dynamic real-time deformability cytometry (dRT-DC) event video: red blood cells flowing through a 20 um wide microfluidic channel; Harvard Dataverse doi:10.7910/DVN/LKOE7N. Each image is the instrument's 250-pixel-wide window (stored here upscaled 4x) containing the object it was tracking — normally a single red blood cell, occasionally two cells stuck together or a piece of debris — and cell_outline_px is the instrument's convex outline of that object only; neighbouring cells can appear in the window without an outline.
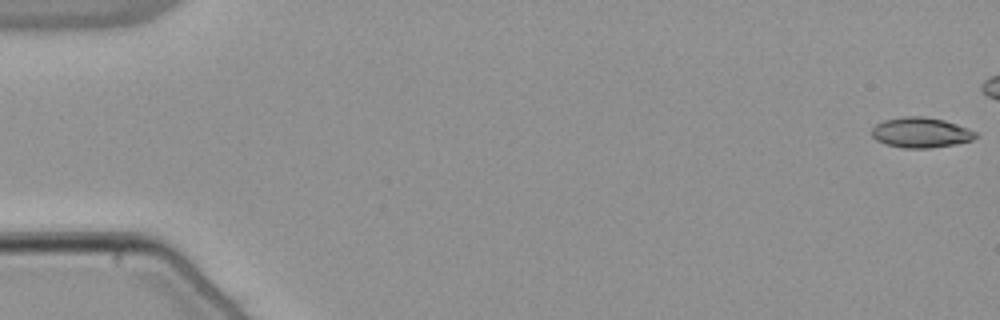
{"species": "common noctule bat (a hibernating species)", "species_latin": "Nyctalus noctula", "temperature_condition": "warm", "stored_images_in_passage": 44, "camera_frame_rate_fps": 3000, "um_per_image_px": 0.085, "animal": {"sex": "male", "body_mass_g": 21.5, "forearm_length_mm": 52.0}, "frame": {"image": 1, "passage_image": 1, "time_ms": 0.0, "image_size_px": [1000, 320], "cell_outline_px": [[980, 136], [972, 140], [956, 144], [928, 148], [904, 148], [884, 144], [876, 140], [872, 136], [872, 128], [876, 124], [884, 120], [904, 116], [924, 116], [944, 120], [968, 128], [976, 132]], "centroid_in_image_um": [78.28, 11.27], "position_along_channel_um": 6.7, "area_um2": 18.44}}
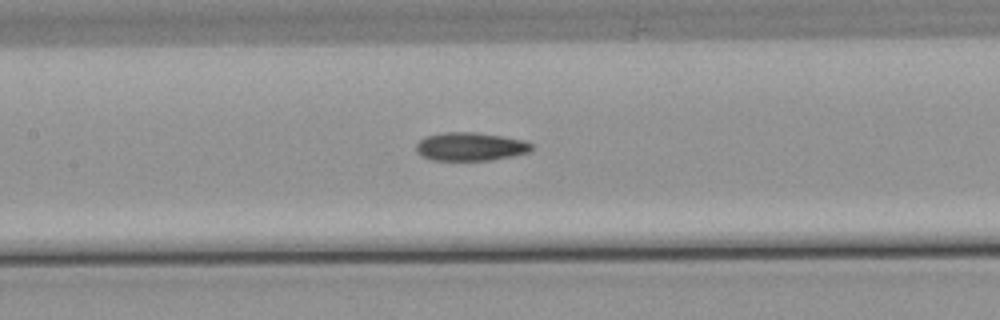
{"frame": {"image": 2, "passage_image": 26, "time_ms": 8.333, "image_size_px": [1000, 320], "cell_outline_px": [[532, 148], [528, 152], [512, 156], [488, 160], [432, 160], [420, 156], [416, 152], [416, 144], [424, 136], [444, 132], [476, 132], [524, 140], [532, 144]], "centroid_in_image_um": [39.93, 12.46], "position_along_channel_um": 167.5, "area_um2": 19.07}}
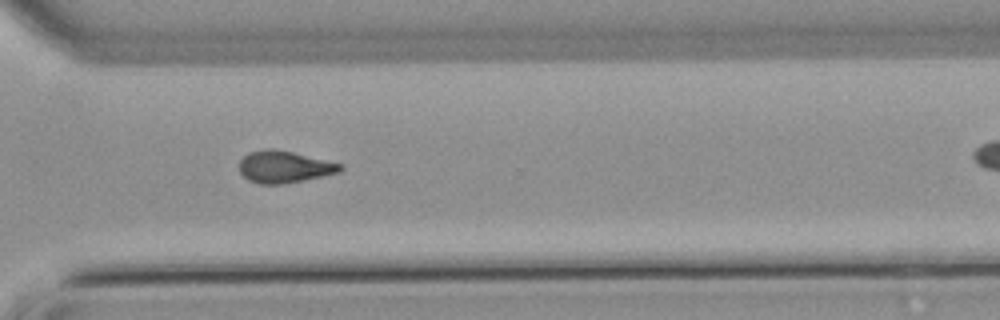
{"frame": {"image": 3, "passage_image": 40, "time_ms": 13.0, "image_size_px": [1000, 320], "cell_outline_px": [[344, 168], [340, 172], [280, 184], [260, 184], [248, 180], [240, 172], [240, 160], [248, 152], [264, 148], [272, 148], [292, 152], [344, 164]], "centroid_in_image_um": [24.15, 14.16], "position_along_channel_um": 346.5, "area_um2": 18.67}}